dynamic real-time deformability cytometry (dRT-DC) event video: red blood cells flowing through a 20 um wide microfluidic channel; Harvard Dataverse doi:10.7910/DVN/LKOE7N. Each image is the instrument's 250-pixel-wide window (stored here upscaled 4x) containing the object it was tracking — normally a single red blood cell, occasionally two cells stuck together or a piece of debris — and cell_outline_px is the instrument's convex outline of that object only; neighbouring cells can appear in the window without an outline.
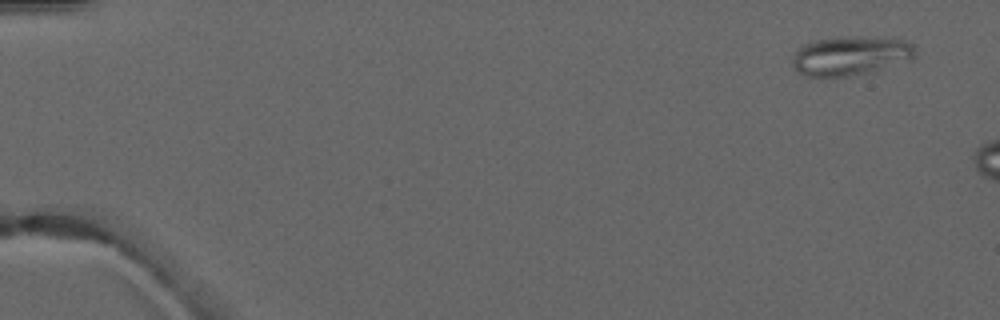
{"species": "common noctule bat (a hibernating species)", "species_latin": "Nyctalus noctula", "temperature_condition": "warm", "stored_images_in_passage": 3, "camera_frame_rate_fps": 3000, "um_per_image_px": 0.085, "animal": {"sex": "male", "forearm_length_mm": 52.5}, "frame": {"image": 1, "passage_image": 1, "time_ms": 0.0, "image_size_px": [1000, 320], "cell_outline_px": [[916, 56], [912, 60], [876, 72], [848, 76], [804, 76], [796, 72], [792, 64], [792, 56], [804, 44], [816, 40], [848, 36], [860, 36], [908, 40], [916, 48]], "centroid_in_image_um": [72.36, 4.75], "position_along_channel_um": 12.6, "area_um2": 28.61}}